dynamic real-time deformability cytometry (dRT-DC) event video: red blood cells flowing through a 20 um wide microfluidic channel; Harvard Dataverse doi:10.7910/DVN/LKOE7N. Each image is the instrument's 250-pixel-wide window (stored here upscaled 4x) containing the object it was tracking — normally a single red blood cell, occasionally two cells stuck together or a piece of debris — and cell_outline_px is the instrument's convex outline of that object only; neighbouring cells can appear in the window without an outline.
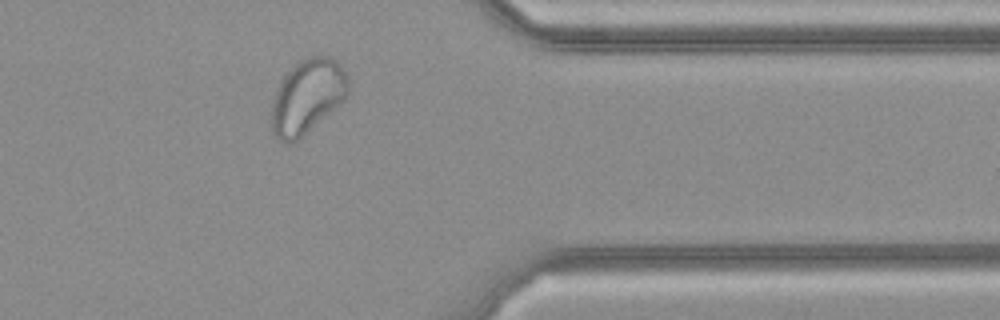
{"species": "common noctule bat (a hibernating species)", "species_latin": "Nyctalus noctula", "temperature_condition": "cold", "stored_images_in_passage": 27, "camera_frame_rate_fps": 3000, "um_per_image_px": 0.085, "animal": {"sex": "female", "body_mass_g": 21.9}, "frame": {"image": 1, "passage_image": 20, "time_ms": 6.333, "image_size_px": [1000, 320], "cell_outline_px": [[348, 92], [344, 100], [304, 136], [292, 144], [288, 144], [280, 140], [272, 132], [272, 100], [284, 76], [300, 60], [308, 56], [328, 56], [336, 60], [340, 64], [348, 76]], "centroid_in_image_um": [26.14, 8.22], "position_along_channel_um": 385.3, "area_um2": 33.12}}